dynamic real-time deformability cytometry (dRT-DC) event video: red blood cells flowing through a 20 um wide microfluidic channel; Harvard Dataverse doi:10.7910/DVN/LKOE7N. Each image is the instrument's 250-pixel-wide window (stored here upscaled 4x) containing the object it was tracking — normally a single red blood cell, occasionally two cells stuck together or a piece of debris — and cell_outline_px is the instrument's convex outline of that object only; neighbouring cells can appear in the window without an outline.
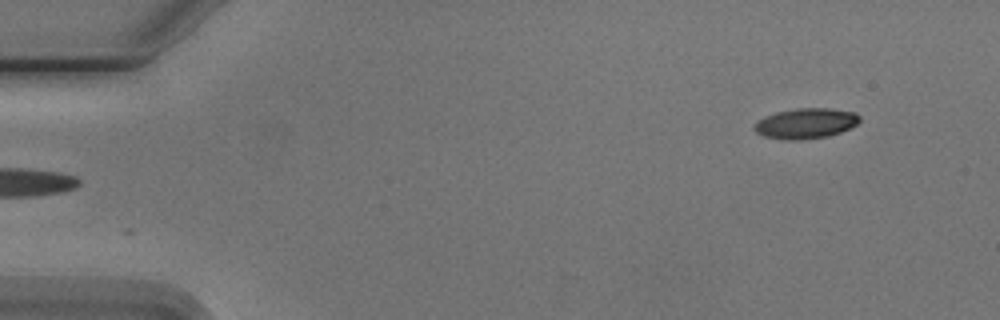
{"species": "Egyptian fruit bat (a non-hibernating species)", "species_latin": "Rousettus aegyptiacus", "temperature_condition": "cold", "stored_images_in_passage": 4, "camera_frame_rate_fps": 3000, "um_per_image_px": 0.085, "animal": {"sex": "male"}, "frame": {"image": 1, "passage_image": 4, "time_ms": 3.333, "image_size_px": [1000, 320], "cell_outline_px": [[860, 120], [856, 124], [840, 132], [828, 136], [800, 140], [784, 140], [764, 136], [756, 132], [752, 128], [764, 116], [776, 112], [796, 108], [828, 108], [856, 112], [860, 116]], "centroid_in_image_um": [68.48, 10.48], "position_along_channel_um": 16.5, "area_um2": 18.61}}